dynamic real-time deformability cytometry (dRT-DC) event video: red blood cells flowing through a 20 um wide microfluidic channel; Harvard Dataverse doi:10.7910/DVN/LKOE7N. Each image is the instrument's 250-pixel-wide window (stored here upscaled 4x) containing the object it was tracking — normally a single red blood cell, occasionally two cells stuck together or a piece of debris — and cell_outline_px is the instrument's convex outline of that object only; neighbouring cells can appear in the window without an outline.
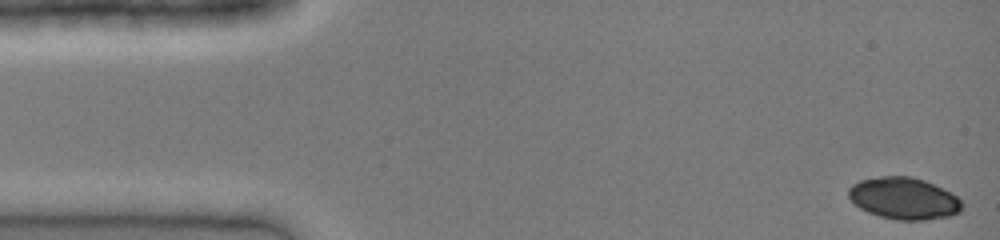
{"species": "common noctule bat (a hibernating species)", "species_latin": "Nyctalus noctula", "temperature_condition": "cold", "stored_images_in_passage": 38, "camera_frame_rate_fps": 3000, "um_per_image_px": 0.085, "animal": {"sex": "female", "body_mass_g": 19.0, "forearm_length_mm": 51.5}, "frame": {"image": 1, "passage_image": 1, "time_ms": 0.0, "image_size_px": [1000, 240], "cell_outline_px": [[964, 204], [960, 212], [948, 216], [924, 220], [896, 220], [880, 216], [868, 212], [860, 208], [848, 196], [848, 188], [852, 184], [860, 180], [880, 176], [912, 176], [924, 180], [956, 196]], "centroid_in_image_um": [76.81, 16.86], "position_along_channel_um": 8.2, "area_um2": 27.51}}
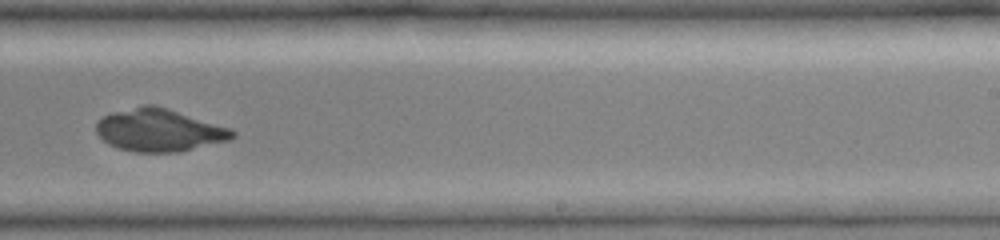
{"frame": {"image": 2, "passage_image": 26, "time_ms": 8.333, "image_size_px": [1000, 240], "cell_outline_px": [[236, 136], [228, 140], [180, 152], [136, 152], [116, 148], [108, 144], [96, 132], [96, 120], [112, 112], [144, 104], [156, 104], [232, 128], [236, 132]], "centroid_in_image_um": [13.54, 11.05], "position_along_channel_um": 275.5, "area_um2": 34.16}}
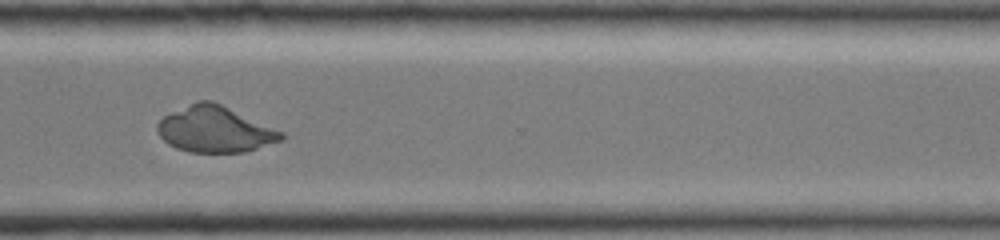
{"frame": {"image": 3, "passage_image": 31, "time_ms": 10.0, "image_size_px": [1000, 240], "cell_outline_px": [[284, 140], [244, 152], [188, 152], [176, 148], [168, 144], [160, 136], [156, 128], [156, 124], [164, 116], [196, 100], [212, 100], [284, 132]], "centroid_in_image_um": [18.27, 10.99], "position_along_channel_um": 352.3, "area_um2": 33.23}}